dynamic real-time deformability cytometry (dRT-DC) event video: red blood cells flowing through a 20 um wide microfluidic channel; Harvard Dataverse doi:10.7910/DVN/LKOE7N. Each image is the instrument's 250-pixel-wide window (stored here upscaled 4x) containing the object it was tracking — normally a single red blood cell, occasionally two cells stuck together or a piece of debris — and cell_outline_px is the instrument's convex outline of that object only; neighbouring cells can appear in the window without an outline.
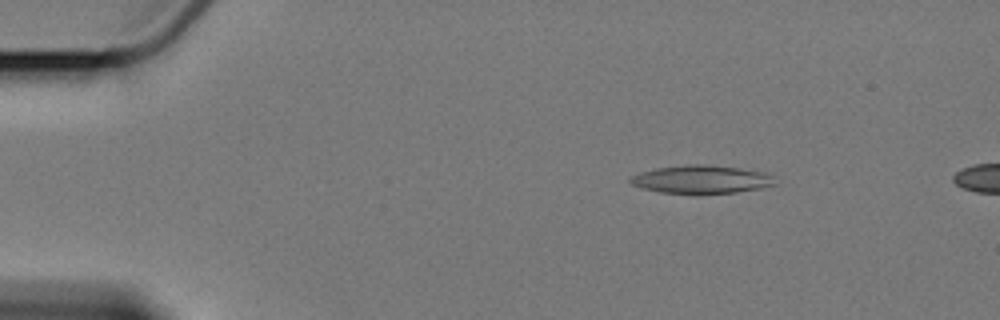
{"species": "Egyptian fruit bat (a non-hibernating species)", "species_latin": "Rousettus aegyptiacus", "temperature_condition": "cold", "stored_images_in_passage": 4, "camera_frame_rate_fps": 3000, "um_per_image_px": 0.085, "animal": {"sex": "female"}, "frame": {"image": 1, "passage_image": 2, "time_ms": 2.0, "image_size_px": [1000, 320], "cell_outline_px": [[776, 184], [764, 188], [736, 192], [696, 196], [660, 192], [644, 188], [632, 184], [628, 180], [628, 176], [640, 172], [656, 168], [688, 164], [700, 164], [740, 168], [764, 172], [772, 176]], "centroid_in_image_um": [59.6, 15.28], "position_along_channel_um": 25.4, "area_um2": 24.39}}